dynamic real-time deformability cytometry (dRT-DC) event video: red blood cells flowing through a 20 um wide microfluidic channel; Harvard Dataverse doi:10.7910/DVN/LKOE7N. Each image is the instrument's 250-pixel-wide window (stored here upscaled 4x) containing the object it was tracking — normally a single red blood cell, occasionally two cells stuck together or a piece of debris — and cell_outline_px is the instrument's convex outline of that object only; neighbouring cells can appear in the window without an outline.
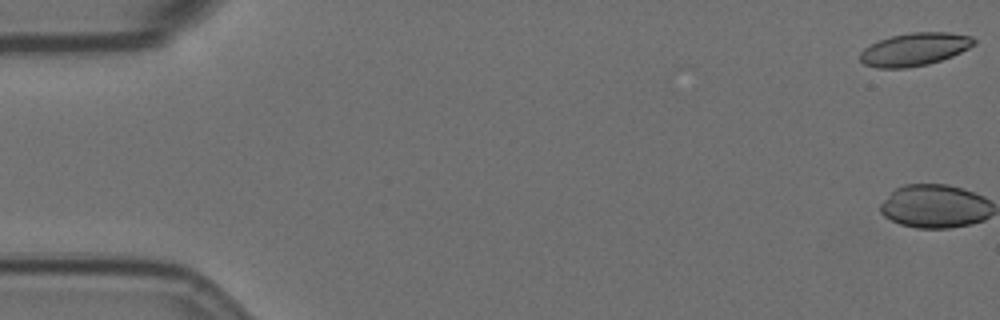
{"species": "Egyptian fruit bat (a non-hibernating species)", "species_latin": "Rousettus aegyptiacus", "temperature_condition": "room temperature", "stored_images_in_passage": 8, "camera_frame_rate_fps": 3000, "um_per_image_px": 0.085, "animal": {"sex": "female"}, "frame": {"image": 1, "passage_image": 1, "time_ms": 0.0, "image_size_px": [1000, 320], "cell_outline_px": [[976, 44], [952, 56], [928, 64], [908, 68], [876, 68], [864, 64], [860, 60], [860, 52], [864, 48], [880, 40], [892, 36], [908, 32], [948, 32], [972, 36], [976, 40]], "centroid_in_image_um": [77.74, 4.19], "position_along_channel_um": 7.3, "area_um2": 21.85}}